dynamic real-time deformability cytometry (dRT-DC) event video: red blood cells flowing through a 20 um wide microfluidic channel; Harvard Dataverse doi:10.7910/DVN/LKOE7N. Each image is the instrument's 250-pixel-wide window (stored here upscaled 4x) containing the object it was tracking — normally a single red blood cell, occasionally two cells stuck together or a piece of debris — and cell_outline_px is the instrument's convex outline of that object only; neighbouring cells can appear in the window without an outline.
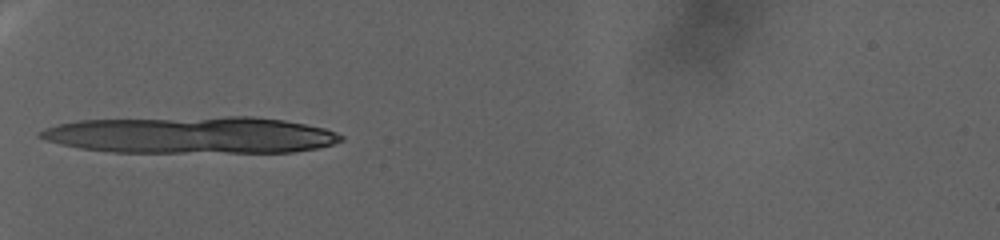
{"species": "human", "species_latin": "Homo sapiens", "temperature_condition": "warm", "stored_images_in_passage": 5, "camera_frame_rate_fps": 3000, "um_per_image_px": 0.085, "donor": {"sex": "female"}, "frame": {"image": 1, "passage_image": 1, "time_ms": 0.0, "image_size_px": [1000, 240], "cell_outline_px": [[344, 140], [332, 144], [316, 148], [292, 152], [112, 152], [80, 148], [60, 144], [36, 136], [44, 128], [56, 124], [76, 120], [224, 116], [252, 116], [284, 120], [324, 128], [336, 132], [344, 136]], "centroid_in_image_um": [16.22, 11.47], "position_along_channel_um": 68.8, "area_um2": 64.97}}